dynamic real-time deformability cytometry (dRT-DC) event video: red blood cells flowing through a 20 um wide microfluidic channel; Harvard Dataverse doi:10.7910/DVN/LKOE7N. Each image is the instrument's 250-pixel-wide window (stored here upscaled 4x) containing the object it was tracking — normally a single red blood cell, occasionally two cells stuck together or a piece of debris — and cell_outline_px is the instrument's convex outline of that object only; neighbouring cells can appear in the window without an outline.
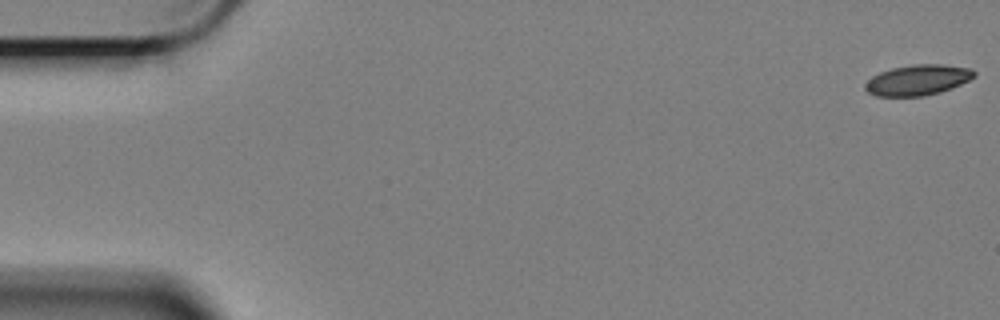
{"species": "Egyptian fruit bat (a non-hibernating species)", "species_latin": "Rousettus aegyptiacus", "temperature_condition": "cold", "stored_images_in_passage": 60, "segment_of_instrument_passage": [1, 2], "camera_frame_rate_fps": 3000, "um_per_image_px": 0.085, "animal": {"sex": "female"}, "frame": {"image": 1, "passage_image": 1, "time_ms": 0.0, "image_size_px": [1000, 320], "cell_outline_px": [[976, 76], [952, 88], [940, 92], [924, 96], [876, 96], [868, 92], [864, 88], [864, 84], [872, 76], [880, 72], [892, 68], [912, 64], [940, 64], [972, 68], [976, 72]], "centroid_in_image_um": [78.01, 6.79], "position_along_channel_um": 7.0, "area_um2": 19.48}}
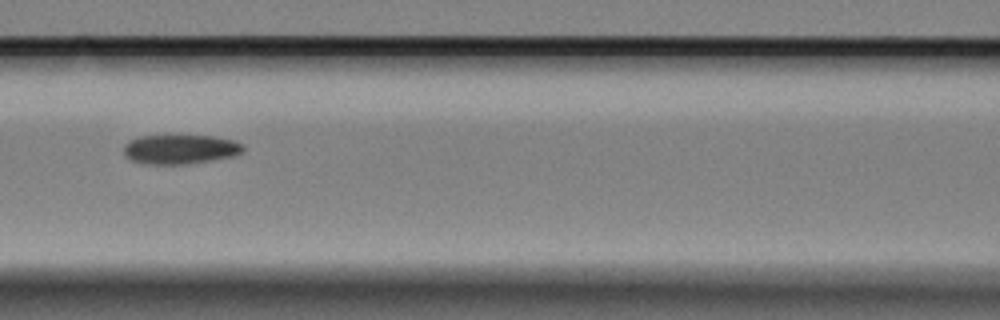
{"frame": {"image": 2, "passage_image": 26, "time_ms": 8.333, "image_size_px": [1000, 320], "cell_outline_px": [[244, 148], [240, 152], [232, 156], [212, 160], [188, 164], [144, 164], [132, 160], [124, 152], [124, 144], [140, 136], [212, 136], [232, 140], [240, 144]], "centroid_in_image_um": [15.29, 12.69], "position_along_channel_um": 151.3, "area_um2": 20.06}}
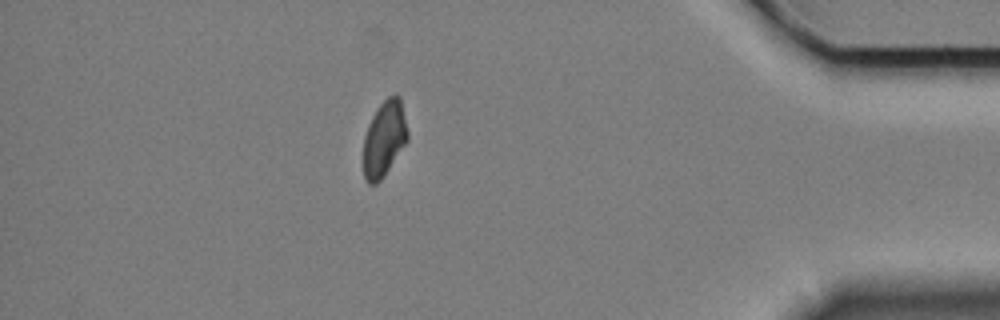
{"frame": {"image": 3, "passage_image": 52, "time_ms": 17.0, "image_size_px": [1000, 320], "cell_outline_px": [[408, 140], [380, 180], [376, 184], [368, 184], [364, 180], [364, 136], [368, 124], [376, 108], [388, 96], [396, 92], [400, 96], [408, 132]], "centroid_in_image_um": [32.66, 11.74], "position_along_channel_um": 402.5, "area_um2": 19.48}}